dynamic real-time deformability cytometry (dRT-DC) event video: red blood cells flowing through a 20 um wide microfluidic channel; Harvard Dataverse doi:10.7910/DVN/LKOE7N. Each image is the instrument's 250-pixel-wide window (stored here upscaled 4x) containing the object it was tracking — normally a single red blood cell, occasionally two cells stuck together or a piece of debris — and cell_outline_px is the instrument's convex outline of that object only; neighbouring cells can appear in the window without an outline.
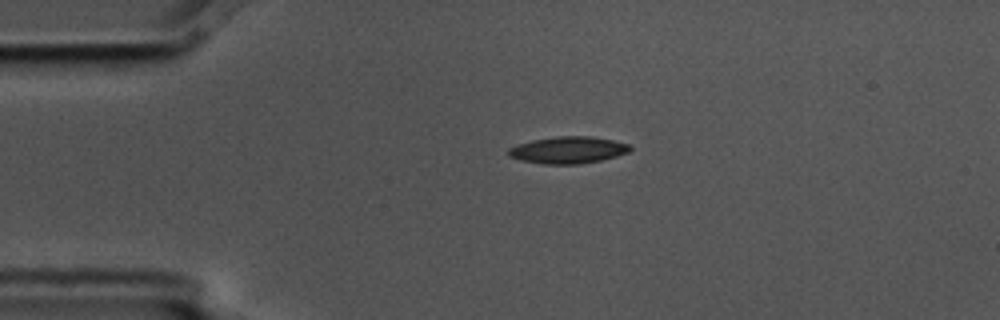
{"species": "common noctule bat (a hibernating species)", "species_latin": "Nyctalus noctula", "temperature_condition": "cold", "stored_images_in_passage": 2, "camera_frame_rate_fps": 3000, "um_per_image_px": 0.085, "animal": {"sex": "male", "body_mass_g": 17.5, "forearm_length_mm": 52.3}, "frame": {"image": 1, "passage_image": 1, "time_ms": 0.0, "image_size_px": [1000, 320], "cell_outline_px": [[632, 148], [628, 152], [616, 156], [600, 160], [580, 164], [544, 164], [520, 160], [508, 156], [508, 148], [516, 144], [532, 140], [556, 136], [592, 136], [632, 144]], "centroid_in_image_um": [48.28, 12.74], "position_along_channel_um": 36.7, "area_um2": 19.19}}